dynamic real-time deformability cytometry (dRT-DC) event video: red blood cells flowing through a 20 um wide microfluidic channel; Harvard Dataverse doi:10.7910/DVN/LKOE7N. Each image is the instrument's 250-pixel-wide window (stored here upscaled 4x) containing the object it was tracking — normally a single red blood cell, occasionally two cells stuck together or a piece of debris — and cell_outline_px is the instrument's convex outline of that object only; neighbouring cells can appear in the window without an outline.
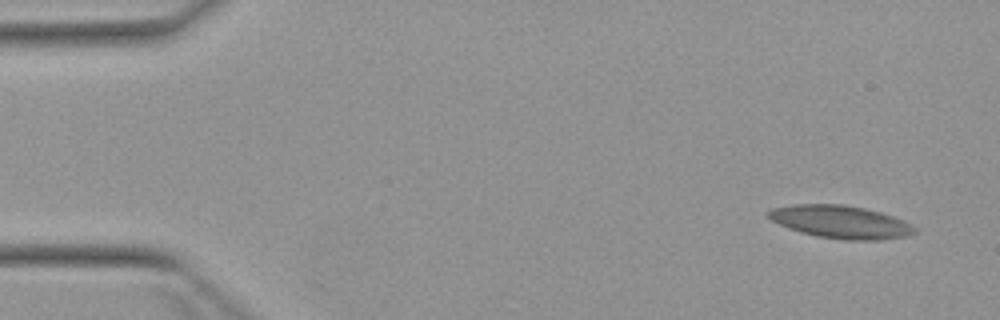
{"species": "Egyptian fruit bat (a non-hibernating species)", "species_latin": "Rousettus aegyptiacus", "temperature_condition": "warm", "stored_images_in_passage": 4, "camera_frame_rate_fps": 3000, "um_per_image_px": 0.085, "animal": {"sex": "female"}, "frame": {"image": 1, "passage_image": 1, "time_ms": 0.0, "image_size_px": [1000, 320], "cell_outline_px": [[916, 232], [908, 236], [880, 240], [844, 240], [816, 236], [800, 232], [788, 228], [764, 216], [764, 212], [772, 208], [792, 204], [840, 204], [864, 208], [880, 212], [892, 216], [916, 228]], "centroid_in_image_um": [71.38, 18.86], "position_along_channel_um": 13.6, "area_um2": 28.03}}